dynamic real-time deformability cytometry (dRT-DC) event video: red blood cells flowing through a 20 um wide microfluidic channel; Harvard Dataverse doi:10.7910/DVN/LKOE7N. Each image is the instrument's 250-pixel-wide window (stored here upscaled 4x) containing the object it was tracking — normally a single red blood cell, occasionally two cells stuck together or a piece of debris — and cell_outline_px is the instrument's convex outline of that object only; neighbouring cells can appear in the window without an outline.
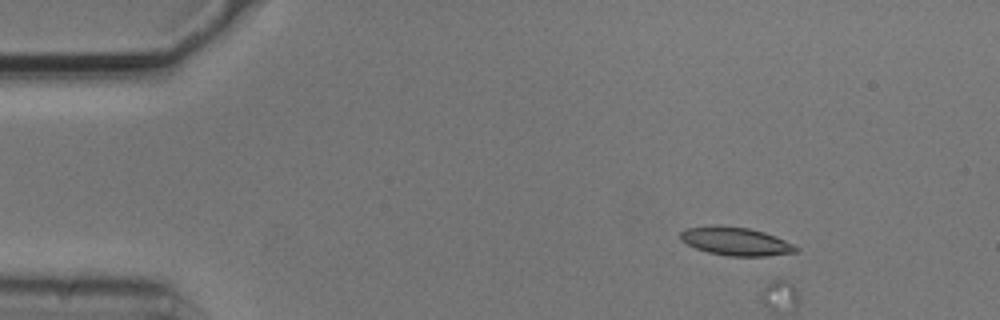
{"species": "common noctule bat (a hibernating species)", "species_latin": "Nyctalus noctula", "temperature_condition": "cold", "stored_images_in_passage": 4, "camera_frame_rate_fps": 3000, "um_per_image_px": 0.085, "animal": {"sex": "male", "body_mass_g": 20.5, "forearm_length_mm": 52.5}, "frame": {"image": 1, "passage_image": 1, "time_ms": 0.0, "image_size_px": [1000, 320], "cell_outline_px": [[800, 248], [796, 252], [768, 256], [728, 256], [708, 252], [696, 248], [680, 240], [680, 232], [684, 228], [712, 224], [716, 224], [748, 228], [764, 232], [776, 236]], "centroid_in_image_um": [62.5, 20.49], "position_along_channel_um": 22.5, "area_um2": 19.25}}